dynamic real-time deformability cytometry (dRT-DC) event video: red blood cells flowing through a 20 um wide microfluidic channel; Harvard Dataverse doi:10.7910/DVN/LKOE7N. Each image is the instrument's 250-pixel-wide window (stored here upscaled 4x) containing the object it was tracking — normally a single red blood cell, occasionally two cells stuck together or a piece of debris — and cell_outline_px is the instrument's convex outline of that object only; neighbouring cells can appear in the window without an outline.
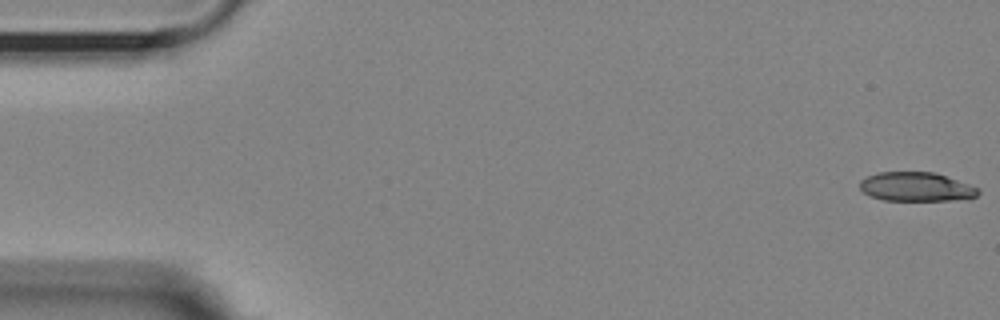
{"species": "Egyptian fruit bat (a non-hibernating species)", "species_latin": "Rousettus aegyptiacus", "temperature_condition": "room temperature", "stored_images_in_passage": 55, "camera_frame_rate_fps": 3000, "um_per_image_px": 0.085, "animal": {"sex": "female"}, "frame": {"image": 1, "passage_image": 1, "time_ms": 0.0, "image_size_px": [1000, 320], "cell_outline_px": [[980, 192], [976, 196], [948, 200], [884, 200], [868, 196], [860, 188], [860, 180], [876, 172], [936, 172], [980, 188]], "centroid_in_image_um": [77.85, 15.86], "position_along_channel_um": 7.1, "area_um2": 20.0}}
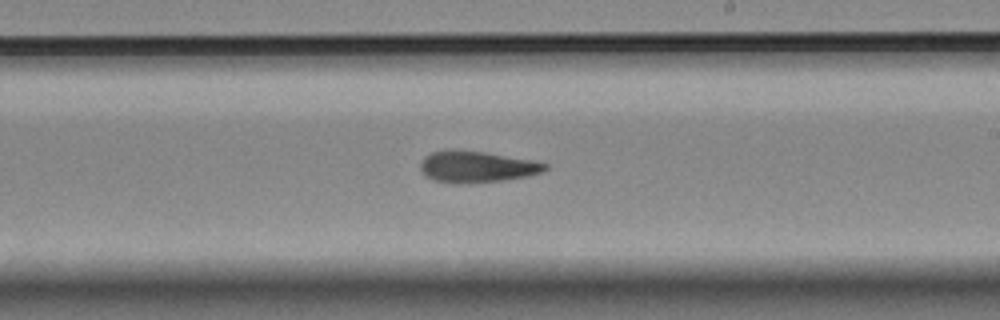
{"frame": {"image": 2, "passage_image": 32, "time_ms": 10.333, "image_size_px": [1000, 320], "cell_outline_px": [[548, 168], [544, 172], [528, 176], [504, 180], [460, 184], [432, 180], [424, 176], [420, 168], [420, 160], [424, 156], [432, 152], [444, 148], [456, 148], [484, 152], [532, 160], [548, 164]], "centroid_in_image_um": [40.47, 14.16], "position_along_channel_um": 248.5, "area_um2": 23.35}}
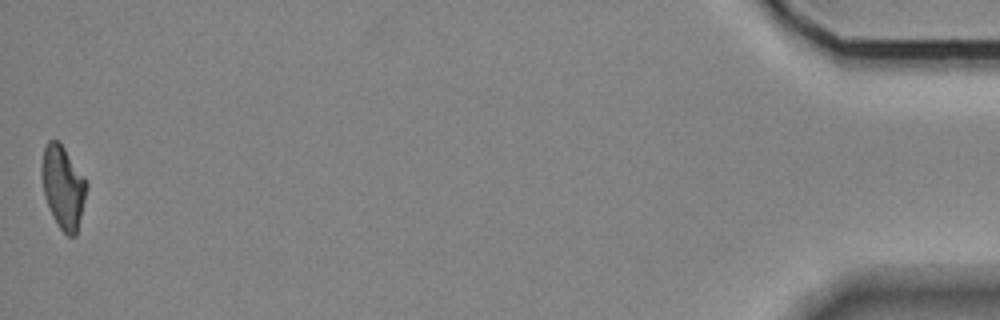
{"frame": {"image": 3, "passage_image": 55, "time_ms": 18.0, "image_size_px": [1000, 320], "cell_outline_px": [[88, 188], [76, 236], [68, 236], [60, 228], [52, 216], [44, 196], [40, 172], [44, 148], [48, 140], [60, 140], [84, 176], [88, 184]], "centroid_in_image_um": [5.36, 15.87], "position_along_channel_um": 429.8, "area_um2": 21.96}, "authors_computed_cell_mechanics": {"area_um2": 22.6576, "velocity_mm_per_s": 3.6007, "shape_relaxation_time_tau1_ms": 7.9905, "shape_relaxation_time_tau2_ms": 3.796, "deformation_change_tau1": 0.1917, "deformation_change_tau2": 0.1162}}